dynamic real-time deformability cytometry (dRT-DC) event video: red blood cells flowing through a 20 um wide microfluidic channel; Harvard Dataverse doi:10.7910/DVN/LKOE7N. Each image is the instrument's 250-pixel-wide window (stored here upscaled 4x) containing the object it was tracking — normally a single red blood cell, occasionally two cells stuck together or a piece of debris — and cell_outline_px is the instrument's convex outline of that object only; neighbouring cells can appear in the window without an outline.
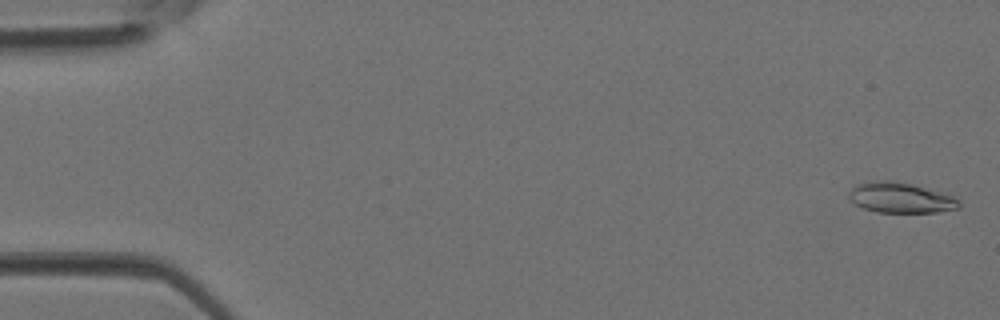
{"species": "Egyptian fruit bat (a non-hibernating species)", "species_latin": "Rousettus aegyptiacus", "temperature_condition": "room temperature", "stored_images_in_passage": 4, "camera_frame_rate_fps": 3000, "um_per_image_px": 0.085, "animal": {"sex": "female"}, "frame": {"image": 1, "passage_image": 1, "time_ms": 0.0, "image_size_px": [1000, 320], "cell_outline_px": [[960, 208], [936, 212], [876, 212], [852, 204], [848, 200], [848, 192], [856, 184], [876, 180], [888, 180], [912, 184], [940, 192], [952, 196], [960, 200]], "centroid_in_image_um": [76.5, 16.81], "position_along_channel_um": 8.5, "area_um2": 19.59}}
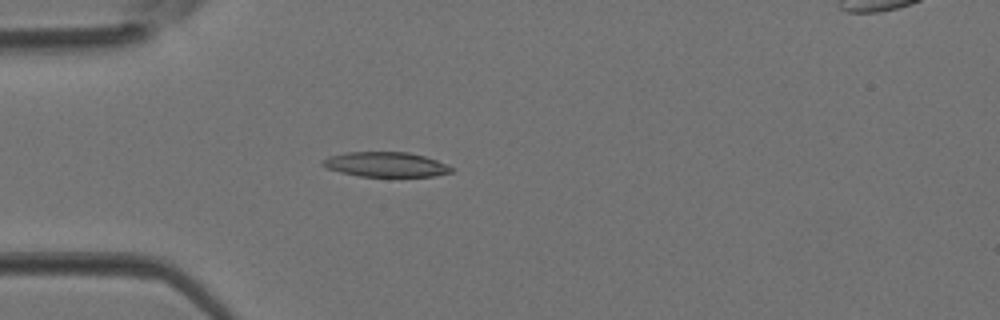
{"frame": {"image": 2, "passage_image": 4, "time_ms": 1.0, "image_size_px": [1000, 320], "cell_outline_px": [[456, 168], [452, 172], [432, 176], [360, 176], [340, 172], [328, 168], [320, 164], [320, 160], [328, 156], [344, 152], [408, 152], [424, 156], [448, 164]], "centroid_in_image_um": [32.78, 13.97], "position_along_channel_um": 52.2, "area_um2": 18.73}}